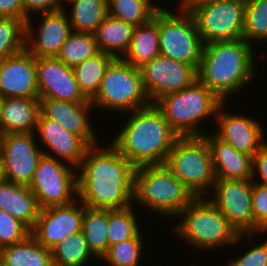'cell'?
<instances>
[{"label": "cell", "mask_w": 267, "mask_h": 266, "mask_svg": "<svg viewBox=\"0 0 267 266\" xmlns=\"http://www.w3.org/2000/svg\"><path fill=\"white\" fill-rule=\"evenodd\" d=\"M31 230L20 220L0 209V249L24 241Z\"/></svg>", "instance_id": "obj_38"}, {"label": "cell", "mask_w": 267, "mask_h": 266, "mask_svg": "<svg viewBox=\"0 0 267 266\" xmlns=\"http://www.w3.org/2000/svg\"><path fill=\"white\" fill-rule=\"evenodd\" d=\"M253 234H241V238H246L252 245L251 250L242 254L240 257L228 262V266H267V241L258 243L254 246L252 243Z\"/></svg>", "instance_id": "obj_39"}, {"label": "cell", "mask_w": 267, "mask_h": 266, "mask_svg": "<svg viewBox=\"0 0 267 266\" xmlns=\"http://www.w3.org/2000/svg\"><path fill=\"white\" fill-rule=\"evenodd\" d=\"M225 104L223 102L218 108L214 121L216 120L215 123L217 122L219 129L212 133L238 152L253 157L266 143L261 123L256 121L257 119L247 117V115L243 116L239 112L238 115L225 113Z\"/></svg>", "instance_id": "obj_17"}, {"label": "cell", "mask_w": 267, "mask_h": 266, "mask_svg": "<svg viewBox=\"0 0 267 266\" xmlns=\"http://www.w3.org/2000/svg\"><path fill=\"white\" fill-rule=\"evenodd\" d=\"M90 102L94 108L125 114L152 103L145 92L140 69L122 58H115L110 63Z\"/></svg>", "instance_id": "obj_8"}, {"label": "cell", "mask_w": 267, "mask_h": 266, "mask_svg": "<svg viewBox=\"0 0 267 266\" xmlns=\"http://www.w3.org/2000/svg\"><path fill=\"white\" fill-rule=\"evenodd\" d=\"M223 102L213 91L196 80L182 90L162 96L154 104L179 136H204L199 125L206 118L212 116L214 119Z\"/></svg>", "instance_id": "obj_6"}, {"label": "cell", "mask_w": 267, "mask_h": 266, "mask_svg": "<svg viewBox=\"0 0 267 266\" xmlns=\"http://www.w3.org/2000/svg\"><path fill=\"white\" fill-rule=\"evenodd\" d=\"M4 99H5V97L0 93V117H1V113H2Z\"/></svg>", "instance_id": "obj_47"}, {"label": "cell", "mask_w": 267, "mask_h": 266, "mask_svg": "<svg viewBox=\"0 0 267 266\" xmlns=\"http://www.w3.org/2000/svg\"><path fill=\"white\" fill-rule=\"evenodd\" d=\"M109 209H92L85 206L82 232L95 259L101 260L109 249Z\"/></svg>", "instance_id": "obj_28"}, {"label": "cell", "mask_w": 267, "mask_h": 266, "mask_svg": "<svg viewBox=\"0 0 267 266\" xmlns=\"http://www.w3.org/2000/svg\"><path fill=\"white\" fill-rule=\"evenodd\" d=\"M84 210L85 205L79 199L67 205L40 209L31 235L39 244L51 250L66 237L82 231Z\"/></svg>", "instance_id": "obj_15"}, {"label": "cell", "mask_w": 267, "mask_h": 266, "mask_svg": "<svg viewBox=\"0 0 267 266\" xmlns=\"http://www.w3.org/2000/svg\"><path fill=\"white\" fill-rule=\"evenodd\" d=\"M4 180H5V175H4L3 163L0 159V182Z\"/></svg>", "instance_id": "obj_46"}, {"label": "cell", "mask_w": 267, "mask_h": 266, "mask_svg": "<svg viewBox=\"0 0 267 266\" xmlns=\"http://www.w3.org/2000/svg\"><path fill=\"white\" fill-rule=\"evenodd\" d=\"M128 113L125 127L111 144L135 168L165 164L179 135L170 127L161 110L151 103Z\"/></svg>", "instance_id": "obj_2"}, {"label": "cell", "mask_w": 267, "mask_h": 266, "mask_svg": "<svg viewBox=\"0 0 267 266\" xmlns=\"http://www.w3.org/2000/svg\"><path fill=\"white\" fill-rule=\"evenodd\" d=\"M134 26L108 15L94 33L99 51L121 58L128 51Z\"/></svg>", "instance_id": "obj_27"}, {"label": "cell", "mask_w": 267, "mask_h": 266, "mask_svg": "<svg viewBox=\"0 0 267 266\" xmlns=\"http://www.w3.org/2000/svg\"><path fill=\"white\" fill-rule=\"evenodd\" d=\"M213 1H221V0H181L179 4H205Z\"/></svg>", "instance_id": "obj_44"}, {"label": "cell", "mask_w": 267, "mask_h": 266, "mask_svg": "<svg viewBox=\"0 0 267 266\" xmlns=\"http://www.w3.org/2000/svg\"><path fill=\"white\" fill-rule=\"evenodd\" d=\"M26 23L14 17H0V60L25 49Z\"/></svg>", "instance_id": "obj_35"}, {"label": "cell", "mask_w": 267, "mask_h": 266, "mask_svg": "<svg viewBox=\"0 0 267 266\" xmlns=\"http://www.w3.org/2000/svg\"><path fill=\"white\" fill-rule=\"evenodd\" d=\"M73 167L59 159L42 155L28 185L40 209L67 205L76 200L78 169Z\"/></svg>", "instance_id": "obj_11"}, {"label": "cell", "mask_w": 267, "mask_h": 266, "mask_svg": "<svg viewBox=\"0 0 267 266\" xmlns=\"http://www.w3.org/2000/svg\"><path fill=\"white\" fill-rule=\"evenodd\" d=\"M0 209L24 223L30 230L36 225L40 207L28 186L4 180L0 182Z\"/></svg>", "instance_id": "obj_24"}, {"label": "cell", "mask_w": 267, "mask_h": 266, "mask_svg": "<svg viewBox=\"0 0 267 266\" xmlns=\"http://www.w3.org/2000/svg\"><path fill=\"white\" fill-rule=\"evenodd\" d=\"M253 47L243 38L205 44L197 68V80L226 102L229 96L240 93L249 81L256 78Z\"/></svg>", "instance_id": "obj_3"}, {"label": "cell", "mask_w": 267, "mask_h": 266, "mask_svg": "<svg viewBox=\"0 0 267 266\" xmlns=\"http://www.w3.org/2000/svg\"><path fill=\"white\" fill-rule=\"evenodd\" d=\"M160 54L158 11L147 23L134 27L128 51L121 57L134 67H141Z\"/></svg>", "instance_id": "obj_25"}, {"label": "cell", "mask_w": 267, "mask_h": 266, "mask_svg": "<svg viewBox=\"0 0 267 266\" xmlns=\"http://www.w3.org/2000/svg\"><path fill=\"white\" fill-rule=\"evenodd\" d=\"M70 6L72 12L68 19L75 32L94 34L108 16L107 0H75Z\"/></svg>", "instance_id": "obj_30"}, {"label": "cell", "mask_w": 267, "mask_h": 266, "mask_svg": "<svg viewBox=\"0 0 267 266\" xmlns=\"http://www.w3.org/2000/svg\"><path fill=\"white\" fill-rule=\"evenodd\" d=\"M67 13L65 9L42 13L38 29L33 28L30 16L26 21L25 48L35 57H56L72 32Z\"/></svg>", "instance_id": "obj_18"}, {"label": "cell", "mask_w": 267, "mask_h": 266, "mask_svg": "<svg viewBox=\"0 0 267 266\" xmlns=\"http://www.w3.org/2000/svg\"><path fill=\"white\" fill-rule=\"evenodd\" d=\"M99 52L96 37L93 33L72 31L56 57L73 68Z\"/></svg>", "instance_id": "obj_33"}, {"label": "cell", "mask_w": 267, "mask_h": 266, "mask_svg": "<svg viewBox=\"0 0 267 266\" xmlns=\"http://www.w3.org/2000/svg\"><path fill=\"white\" fill-rule=\"evenodd\" d=\"M40 114V98H5L0 117V135L36 133Z\"/></svg>", "instance_id": "obj_23"}, {"label": "cell", "mask_w": 267, "mask_h": 266, "mask_svg": "<svg viewBox=\"0 0 267 266\" xmlns=\"http://www.w3.org/2000/svg\"><path fill=\"white\" fill-rule=\"evenodd\" d=\"M59 1V10L61 9H65L66 7L63 5L65 2L68 3V5H70L72 2H74L75 0H58ZM65 1V2H64Z\"/></svg>", "instance_id": "obj_45"}, {"label": "cell", "mask_w": 267, "mask_h": 266, "mask_svg": "<svg viewBox=\"0 0 267 266\" xmlns=\"http://www.w3.org/2000/svg\"><path fill=\"white\" fill-rule=\"evenodd\" d=\"M142 234L140 231L133 238L109 246L101 261L107 262L110 266H139L144 243Z\"/></svg>", "instance_id": "obj_37"}, {"label": "cell", "mask_w": 267, "mask_h": 266, "mask_svg": "<svg viewBox=\"0 0 267 266\" xmlns=\"http://www.w3.org/2000/svg\"><path fill=\"white\" fill-rule=\"evenodd\" d=\"M0 93L5 98L38 97L36 57L26 48L0 60Z\"/></svg>", "instance_id": "obj_19"}, {"label": "cell", "mask_w": 267, "mask_h": 266, "mask_svg": "<svg viewBox=\"0 0 267 266\" xmlns=\"http://www.w3.org/2000/svg\"><path fill=\"white\" fill-rule=\"evenodd\" d=\"M36 135L39 134L41 144L48 147V151L42 150L43 154L55 159H61L63 162L78 168L84 158L85 152L89 147L79 136L68 132L59 123L39 114L36 124ZM53 151V152H52Z\"/></svg>", "instance_id": "obj_21"}, {"label": "cell", "mask_w": 267, "mask_h": 266, "mask_svg": "<svg viewBox=\"0 0 267 266\" xmlns=\"http://www.w3.org/2000/svg\"><path fill=\"white\" fill-rule=\"evenodd\" d=\"M38 97L68 102H90L78 87L73 68L57 57H36Z\"/></svg>", "instance_id": "obj_16"}, {"label": "cell", "mask_w": 267, "mask_h": 266, "mask_svg": "<svg viewBox=\"0 0 267 266\" xmlns=\"http://www.w3.org/2000/svg\"><path fill=\"white\" fill-rule=\"evenodd\" d=\"M0 17H14L25 23L28 19L24 14L22 0H0Z\"/></svg>", "instance_id": "obj_43"}, {"label": "cell", "mask_w": 267, "mask_h": 266, "mask_svg": "<svg viewBox=\"0 0 267 266\" xmlns=\"http://www.w3.org/2000/svg\"><path fill=\"white\" fill-rule=\"evenodd\" d=\"M204 136L210 147L216 178L252 179V156L238 152L213 133Z\"/></svg>", "instance_id": "obj_22"}, {"label": "cell", "mask_w": 267, "mask_h": 266, "mask_svg": "<svg viewBox=\"0 0 267 266\" xmlns=\"http://www.w3.org/2000/svg\"><path fill=\"white\" fill-rule=\"evenodd\" d=\"M253 182L251 179L233 180L216 178L208 198L239 234H259L262 230L254 223L252 209ZM256 232V233H255Z\"/></svg>", "instance_id": "obj_12"}, {"label": "cell", "mask_w": 267, "mask_h": 266, "mask_svg": "<svg viewBox=\"0 0 267 266\" xmlns=\"http://www.w3.org/2000/svg\"><path fill=\"white\" fill-rule=\"evenodd\" d=\"M114 59V56L100 51L97 55L73 67L78 87L88 100L98 92L105 72Z\"/></svg>", "instance_id": "obj_29"}, {"label": "cell", "mask_w": 267, "mask_h": 266, "mask_svg": "<svg viewBox=\"0 0 267 266\" xmlns=\"http://www.w3.org/2000/svg\"><path fill=\"white\" fill-rule=\"evenodd\" d=\"M252 209L254 223L262 230L259 233H267V187L253 183Z\"/></svg>", "instance_id": "obj_40"}, {"label": "cell", "mask_w": 267, "mask_h": 266, "mask_svg": "<svg viewBox=\"0 0 267 266\" xmlns=\"http://www.w3.org/2000/svg\"><path fill=\"white\" fill-rule=\"evenodd\" d=\"M129 206L125 209H109L108 240L109 246L135 237L140 232L136 214Z\"/></svg>", "instance_id": "obj_36"}, {"label": "cell", "mask_w": 267, "mask_h": 266, "mask_svg": "<svg viewBox=\"0 0 267 266\" xmlns=\"http://www.w3.org/2000/svg\"><path fill=\"white\" fill-rule=\"evenodd\" d=\"M97 145L87 148L77 168L78 199L92 209H125L134 201L136 168L112 144Z\"/></svg>", "instance_id": "obj_1"}, {"label": "cell", "mask_w": 267, "mask_h": 266, "mask_svg": "<svg viewBox=\"0 0 267 266\" xmlns=\"http://www.w3.org/2000/svg\"><path fill=\"white\" fill-rule=\"evenodd\" d=\"M195 198L189 189L163 165L136 167L134 173V204L175 217ZM165 215V216H164Z\"/></svg>", "instance_id": "obj_5"}, {"label": "cell", "mask_w": 267, "mask_h": 266, "mask_svg": "<svg viewBox=\"0 0 267 266\" xmlns=\"http://www.w3.org/2000/svg\"><path fill=\"white\" fill-rule=\"evenodd\" d=\"M94 109L91 102H68L56 99L40 98V113L59 123L68 132L79 136L88 146L99 143L88 119V113Z\"/></svg>", "instance_id": "obj_20"}, {"label": "cell", "mask_w": 267, "mask_h": 266, "mask_svg": "<svg viewBox=\"0 0 267 266\" xmlns=\"http://www.w3.org/2000/svg\"><path fill=\"white\" fill-rule=\"evenodd\" d=\"M177 7V13L163 6L158 10L160 54L197 69L204 43L192 14L180 5Z\"/></svg>", "instance_id": "obj_9"}, {"label": "cell", "mask_w": 267, "mask_h": 266, "mask_svg": "<svg viewBox=\"0 0 267 266\" xmlns=\"http://www.w3.org/2000/svg\"><path fill=\"white\" fill-rule=\"evenodd\" d=\"M178 5L192 14L204 45L215 41L243 38L246 0Z\"/></svg>", "instance_id": "obj_10"}, {"label": "cell", "mask_w": 267, "mask_h": 266, "mask_svg": "<svg viewBox=\"0 0 267 266\" xmlns=\"http://www.w3.org/2000/svg\"><path fill=\"white\" fill-rule=\"evenodd\" d=\"M257 174V175H256ZM259 175V177H257ZM257 177V180L255 178ZM259 178V180H258ZM252 182L267 187V142L252 157Z\"/></svg>", "instance_id": "obj_41"}, {"label": "cell", "mask_w": 267, "mask_h": 266, "mask_svg": "<svg viewBox=\"0 0 267 266\" xmlns=\"http://www.w3.org/2000/svg\"><path fill=\"white\" fill-rule=\"evenodd\" d=\"M0 266H54L52 252L30 234L24 241L0 249Z\"/></svg>", "instance_id": "obj_26"}, {"label": "cell", "mask_w": 267, "mask_h": 266, "mask_svg": "<svg viewBox=\"0 0 267 266\" xmlns=\"http://www.w3.org/2000/svg\"><path fill=\"white\" fill-rule=\"evenodd\" d=\"M107 5L108 15L134 27L149 22L161 8L153 0H107Z\"/></svg>", "instance_id": "obj_31"}, {"label": "cell", "mask_w": 267, "mask_h": 266, "mask_svg": "<svg viewBox=\"0 0 267 266\" xmlns=\"http://www.w3.org/2000/svg\"><path fill=\"white\" fill-rule=\"evenodd\" d=\"M243 39L267 42V0H246Z\"/></svg>", "instance_id": "obj_34"}, {"label": "cell", "mask_w": 267, "mask_h": 266, "mask_svg": "<svg viewBox=\"0 0 267 266\" xmlns=\"http://www.w3.org/2000/svg\"><path fill=\"white\" fill-rule=\"evenodd\" d=\"M145 92L152 103L162 96L177 92L197 80V69L159 54L139 67Z\"/></svg>", "instance_id": "obj_14"}, {"label": "cell", "mask_w": 267, "mask_h": 266, "mask_svg": "<svg viewBox=\"0 0 267 266\" xmlns=\"http://www.w3.org/2000/svg\"><path fill=\"white\" fill-rule=\"evenodd\" d=\"M35 133L0 135V159L5 179L28 186L33 179L43 148L38 147Z\"/></svg>", "instance_id": "obj_13"}, {"label": "cell", "mask_w": 267, "mask_h": 266, "mask_svg": "<svg viewBox=\"0 0 267 266\" xmlns=\"http://www.w3.org/2000/svg\"><path fill=\"white\" fill-rule=\"evenodd\" d=\"M177 217L182 220L175 225V234L196 250L219 249L241 241V234L206 197H195Z\"/></svg>", "instance_id": "obj_4"}, {"label": "cell", "mask_w": 267, "mask_h": 266, "mask_svg": "<svg viewBox=\"0 0 267 266\" xmlns=\"http://www.w3.org/2000/svg\"><path fill=\"white\" fill-rule=\"evenodd\" d=\"M54 266H85L94 255L82 231L66 237L51 249Z\"/></svg>", "instance_id": "obj_32"}, {"label": "cell", "mask_w": 267, "mask_h": 266, "mask_svg": "<svg viewBox=\"0 0 267 266\" xmlns=\"http://www.w3.org/2000/svg\"><path fill=\"white\" fill-rule=\"evenodd\" d=\"M24 14L29 18L33 13H48L59 10L58 0H22Z\"/></svg>", "instance_id": "obj_42"}, {"label": "cell", "mask_w": 267, "mask_h": 266, "mask_svg": "<svg viewBox=\"0 0 267 266\" xmlns=\"http://www.w3.org/2000/svg\"><path fill=\"white\" fill-rule=\"evenodd\" d=\"M165 165L195 197H207L216 181L205 136H179Z\"/></svg>", "instance_id": "obj_7"}]
</instances>
